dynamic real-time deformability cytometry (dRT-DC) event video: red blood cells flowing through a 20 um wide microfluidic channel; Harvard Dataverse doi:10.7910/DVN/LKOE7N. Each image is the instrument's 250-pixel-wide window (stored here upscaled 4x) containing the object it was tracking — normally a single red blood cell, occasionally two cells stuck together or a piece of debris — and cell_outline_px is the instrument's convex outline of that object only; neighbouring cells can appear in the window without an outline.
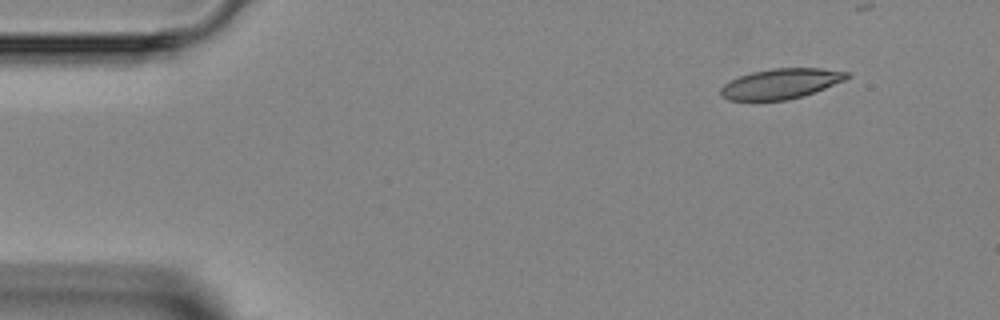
{"species": "Egyptian fruit bat (a non-hibernating species)", "species_latin": "Rousettus aegyptiacus", "temperature_condition": "room temperature", "stored_images_in_passage": 3, "camera_frame_rate_fps": 3000, "um_per_image_px": 0.085, "animal": {"sex": "female"}, "frame": {"image": 1, "passage_image": 1, "time_ms": 0.0, "image_size_px": [1000, 320], "cell_outline_px": [[852, 76], [844, 80], [824, 88], [788, 100], [728, 100], [720, 96], [720, 88], [724, 84], [740, 76], [752, 72], [772, 68], [820, 68], [852, 72]], "centroid_in_image_um": [66.38, 7.1], "position_along_channel_um": 18.6, "area_um2": 22.08}}